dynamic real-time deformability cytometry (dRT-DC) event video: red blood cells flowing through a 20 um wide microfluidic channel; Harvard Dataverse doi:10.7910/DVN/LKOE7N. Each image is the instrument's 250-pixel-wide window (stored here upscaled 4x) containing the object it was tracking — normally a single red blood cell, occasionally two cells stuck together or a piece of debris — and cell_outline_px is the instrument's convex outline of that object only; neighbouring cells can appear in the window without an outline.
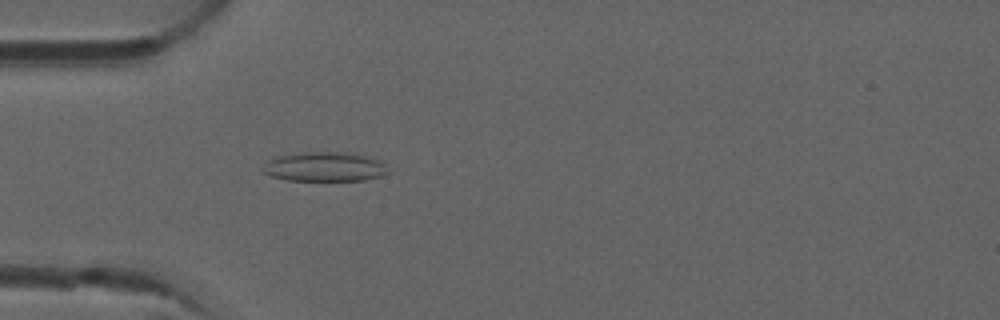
{"species": "common noctule bat (a hibernating species)", "species_latin": "Nyctalus noctula", "temperature_condition": "room temperature", "stored_images_in_passage": 48, "camera_frame_rate_fps": 3000, "um_per_image_px": 0.085, "animal": {"sex": "male", "forearm_length_mm": 52.5}, "frame": {"image": 1, "passage_image": 12, "time_ms": 3.667, "image_size_px": [1000, 320], "cell_outline_px": [[388, 172], [380, 176], [364, 180], [288, 180], [272, 176], [264, 172], [260, 168], [268, 160], [276, 156], [304, 152], [340, 152], [364, 156], [376, 160], [384, 164]], "centroid_in_image_um": [27.52, 14.18], "position_along_channel_um": 57.5, "area_um2": 21.1}}
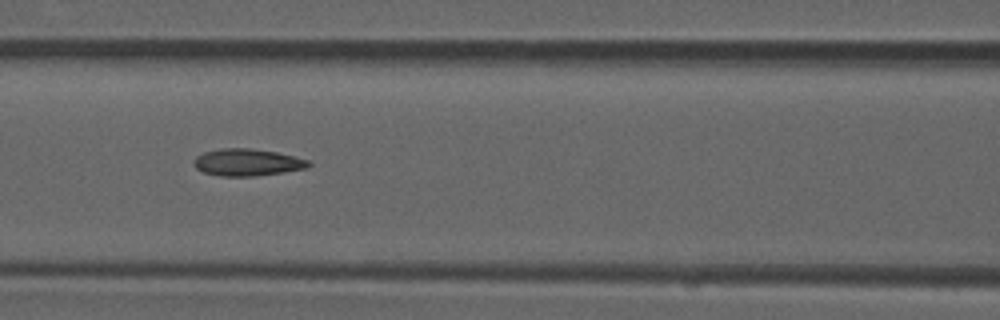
{"frame": {"image": 2, "passage_image": 19, "time_ms": 6.0, "image_size_px": [1000, 320], "cell_outline_px": [[312, 164], [308, 168], [252, 176], [220, 176], [204, 172], [196, 168], [192, 164], [192, 160], [196, 156], [204, 152], [220, 148], [252, 148], [276, 152], [308, 160]], "centroid_in_image_um": [20.97, 13.79], "position_along_channel_um": 145.6, "area_um2": 18.03}}
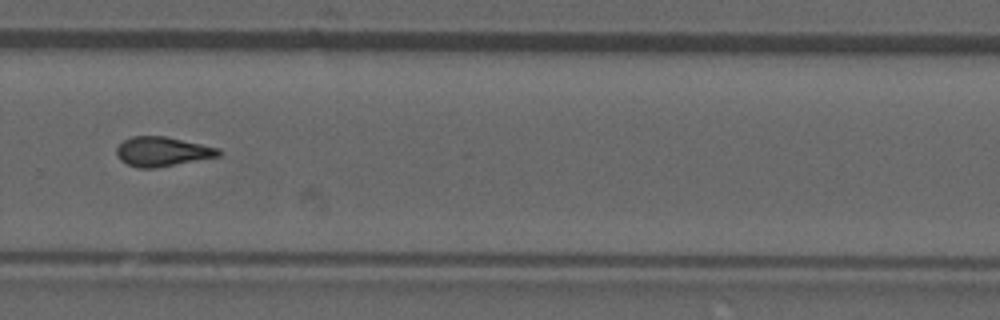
{"frame": {"image": 3, "passage_image": 32, "time_ms": 10.333, "image_size_px": [1000, 320], "cell_outline_px": [[224, 152], [220, 156], [152, 168], [140, 168], [128, 164], [120, 160], [116, 156], [116, 148], [124, 140], [132, 136], [164, 136], [220, 148]], "centroid_in_image_um": [13.8, 12.87], "position_along_channel_um": 316.0, "area_um2": 17.4}, "authors_computed_cell_mechanics": {"area_um2": 17.4267, "velocity_mm_per_s": 3.9455, "shape_relaxation_time_tau1_ms": null, "shape_relaxation_time_tau2_ms": 4.7294, "deformation_change_tau1": null, "deformation_change_tau2": 0.1373}}